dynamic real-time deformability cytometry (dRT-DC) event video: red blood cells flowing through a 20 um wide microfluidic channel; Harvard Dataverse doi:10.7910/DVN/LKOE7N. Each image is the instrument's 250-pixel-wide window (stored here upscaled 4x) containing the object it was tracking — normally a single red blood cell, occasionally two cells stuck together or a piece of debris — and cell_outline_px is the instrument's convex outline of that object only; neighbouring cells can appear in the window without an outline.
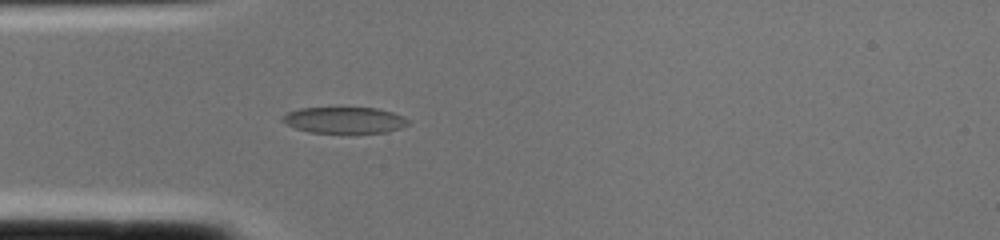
{"species": "common noctule bat (a hibernating species)", "species_latin": "Nyctalus noctula", "temperature_condition": "cold", "stored_images_in_passage": 2, "camera_frame_rate_fps": 3000, "um_per_image_px": 0.085, "animal": {"sex": "female", "body_mass_g": 22.0, "forearm_length_mm": 56.7}, "frame": {"image": 1, "passage_image": 2, "time_ms": 0.333, "image_size_px": [1000, 240], "cell_outline_px": [[412, 120], [408, 124], [400, 128], [388, 132], [308, 132], [296, 128], [280, 120], [280, 116], [288, 112], [300, 108], [376, 108], [392, 112], [404, 116]], "centroid_in_image_um": [29.29, 10.2], "position_along_channel_um": 55.7, "area_um2": 19.13}}